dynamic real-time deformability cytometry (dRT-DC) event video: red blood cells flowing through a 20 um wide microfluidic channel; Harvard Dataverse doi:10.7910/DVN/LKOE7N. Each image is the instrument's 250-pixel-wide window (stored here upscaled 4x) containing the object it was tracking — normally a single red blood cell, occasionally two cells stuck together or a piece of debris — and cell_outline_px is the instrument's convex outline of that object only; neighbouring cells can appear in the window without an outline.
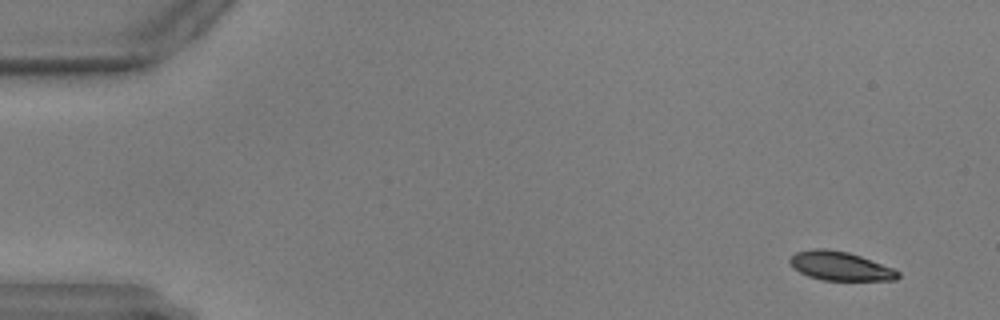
{"species": "common noctule bat (a hibernating species)", "species_latin": "Nyctalus noctula", "temperature_condition": "warm", "stored_images_in_passage": 12, "camera_frame_rate_fps": 3000, "um_per_image_px": 0.085, "animal": {"sex": "male", "body_mass_g": 17.9, "forearm_length_mm": 54.2}, "frame": {"image": 1, "passage_image": 4, "time_ms": 1.0, "image_size_px": [1000, 320], "cell_outline_px": [[900, 276], [896, 280], [824, 280], [808, 276], [800, 272], [788, 260], [796, 252], [812, 248], [824, 248], [848, 252], [860, 256], [892, 268], [900, 272]], "centroid_in_image_um": [71.42, 22.61], "position_along_channel_um": 13.6, "area_um2": 17.98}}